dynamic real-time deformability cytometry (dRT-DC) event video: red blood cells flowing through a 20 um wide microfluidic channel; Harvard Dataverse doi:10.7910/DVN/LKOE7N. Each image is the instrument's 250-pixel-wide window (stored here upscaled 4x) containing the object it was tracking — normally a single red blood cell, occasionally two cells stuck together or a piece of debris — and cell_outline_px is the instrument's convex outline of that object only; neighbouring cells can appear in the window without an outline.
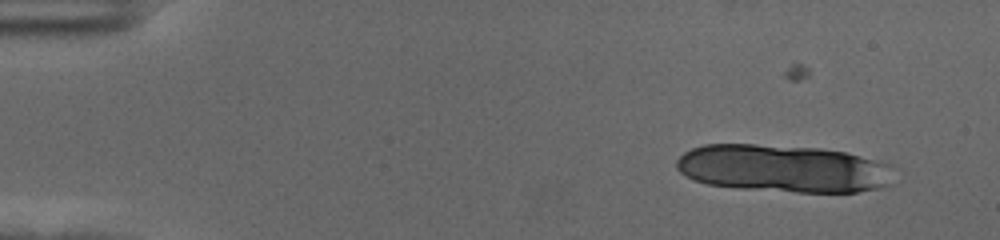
{"species": "human", "species_latin": "Homo sapiens", "temperature_condition": "cold", "stored_images_in_passage": 17, "camera_frame_rate_fps": 3000, "um_per_image_px": 0.085, "donor": {"sex": "female"}, "frame": {"image": 1, "passage_image": 5, "time_ms": 1.333, "image_size_px": [1000, 240], "cell_outline_px": [[888, 184], [880, 188], [856, 192], [796, 192], [736, 188], [708, 184], [692, 180], [684, 176], [676, 168], [676, 160], [684, 152], [692, 148], [704, 144], [756, 144], [820, 148], [844, 152], [888, 164]], "centroid_in_image_um": [66.45, 14.32], "position_along_channel_um": 18.6, "area_um2": 60.0}}